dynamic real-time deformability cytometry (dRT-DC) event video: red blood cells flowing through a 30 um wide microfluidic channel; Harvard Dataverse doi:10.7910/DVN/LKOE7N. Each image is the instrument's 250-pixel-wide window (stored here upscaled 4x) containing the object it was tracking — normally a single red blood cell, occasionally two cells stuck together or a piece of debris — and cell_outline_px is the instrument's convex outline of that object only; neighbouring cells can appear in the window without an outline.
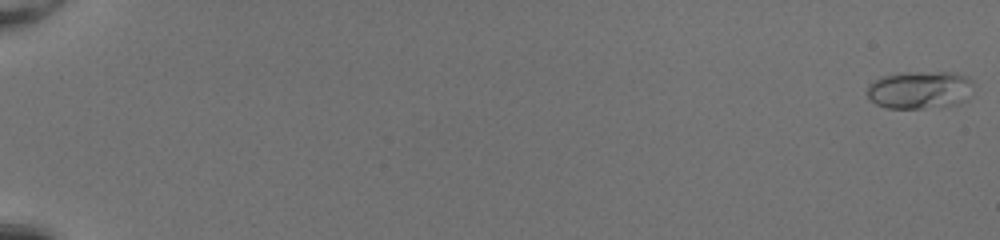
{"species": "common noctule bat (a hibernating species)", "species_latin": "Nyctalus noctula", "temperature_condition": "room temperature", "stored_images_in_passage": 53, "camera_frame_rate_fps": 3000, "um_per_image_px": 0.085, "animal": {"sex": "female", "body_mass_g": 20.0, "forearm_length_mm": 54.0}, "frame": {"image": 1, "passage_image": 1, "time_ms": 0.0, "image_size_px": [1000, 240], "cell_outline_px": [[972, 84], [960, 100], [956, 104], [920, 108], [888, 108], [876, 104], [868, 96], [868, 84], [884, 76], [900, 72], [952, 72], [964, 76]], "centroid_in_image_um": [78.07, 7.62], "position_along_channel_um": 6.9, "area_um2": 22.54}}
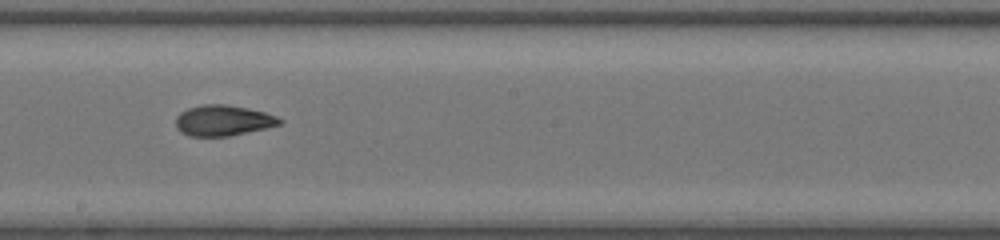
{"frame": {"image": 2, "passage_image": 33, "time_ms": 10.667, "image_size_px": [1000, 240], "cell_outline_px": [[284, 120], [280, 124], [264, 128], [228, 136], [188, 136], [180, 132], [176, 128], [176, 116], [180, 112], [188, 108], [204, 104], [228, 104], [248, 108], [264, 112], [276, 116]], "centroid_in_image_um": [18.92, 10.23], "position_along_channel_um": 229.3, "area_um2": 18.55}}
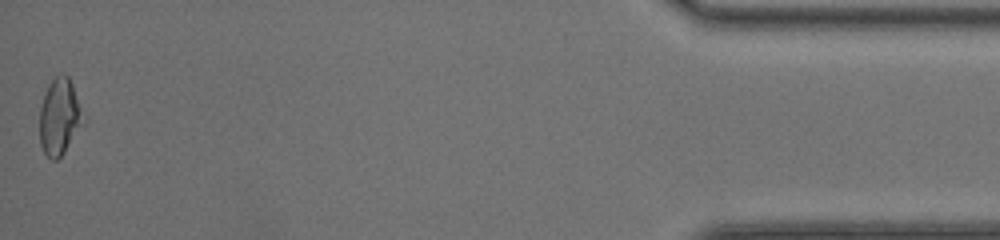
{"frame": {"image": 3, "passage_image": 53, "time_ms": 17.333, "image_size_px": [1000, 240], "cell_outline_px": [[88, 120], [64, 152], [56, 160], [52, 160], [44, 152], [40, 144], [40, 108], [48, 84], [56, 76], [68, 76], [72, 84]], "centroid_in_image_um": [5.11, 9.95], "position_along_channel_um": 430.1, "area_um2": 19.65}, "authors_computed_cell_mechanics": {"area_um2": 18.6694, "velocity_mm_per_s": 4.1728, "shape_relaxation_time_tau1_ms": 10.9494, "shape_relaxation_time_tau2_ms": 1.5397, "deformation_change_tau1": 0.2924, "deformation_change_tau2": 0.0728}}